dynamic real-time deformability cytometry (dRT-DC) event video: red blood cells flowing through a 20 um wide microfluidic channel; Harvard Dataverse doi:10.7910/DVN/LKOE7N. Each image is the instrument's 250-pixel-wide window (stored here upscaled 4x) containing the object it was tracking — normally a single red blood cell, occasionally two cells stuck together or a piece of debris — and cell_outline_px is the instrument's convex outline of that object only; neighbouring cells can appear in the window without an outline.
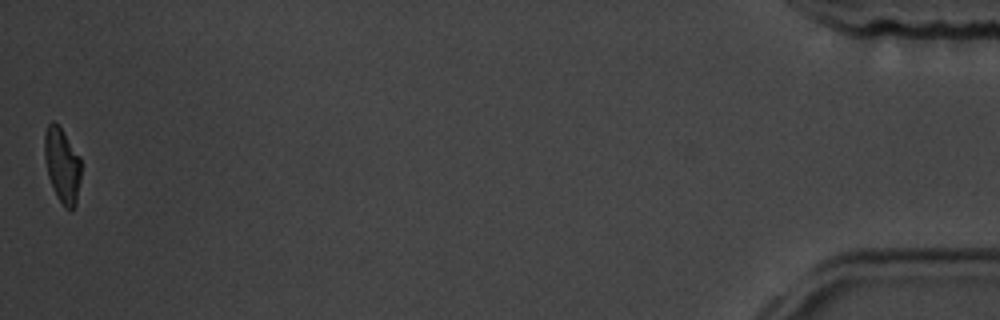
{"species": "common noctule bat (a hibernating species)", "species_latin": "Nyctalus noctula", "temperature_condition": "room temperature", "stored_images_in_passage": 41, "camera_frame_rate_fps": 3000, "um_per_image_px": 0.085, "animal": {"sex": "male", "body_mass_g": 19.5, "forearm_length_mm": 54.6}, "frame": {"image": 1, "passage_image": 41, "time_ms": 13.333, "image_size_px": [1000, 320], "cell_outline_px": [[80, 180], [76, 204], [72, 208], [64, 208], [56, 196], [48, 176], [44, 156], [44, 132], [48, 124], [52, 120], [60, 128], [80, 156]], "centroid_in_image_um": [5.27, 14.05], "position_along_channel_um": 429.9, "area_um2": 15.84}, "authors_computed_cell_mechanics": {"area_um2": 17.5712, "velocity_mm_per_s": 3.5502, "shape_relaxation_time_tau1_ms": 3.5264, "shape_relaxation_time_tau2_ms": 4.291, "deformation_change_tau1": 0.162, "deformation_change_tau2": 0.0924}}